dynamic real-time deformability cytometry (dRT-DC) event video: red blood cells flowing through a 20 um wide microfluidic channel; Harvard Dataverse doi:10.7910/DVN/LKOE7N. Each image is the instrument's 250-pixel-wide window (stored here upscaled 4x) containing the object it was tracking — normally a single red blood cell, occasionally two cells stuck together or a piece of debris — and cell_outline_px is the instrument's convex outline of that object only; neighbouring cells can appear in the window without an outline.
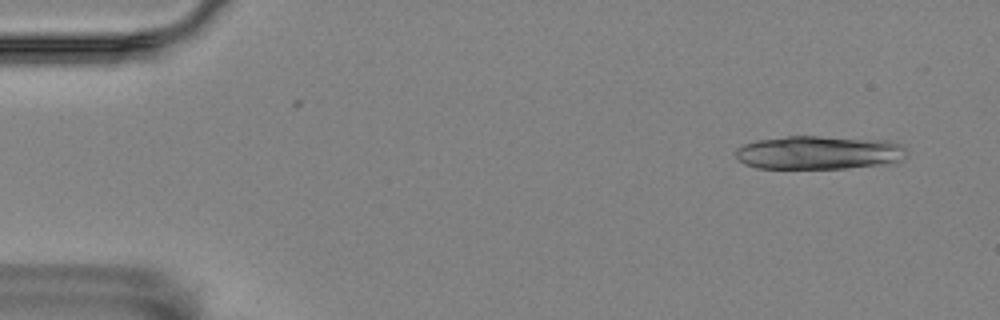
{"species": "Egyptian fruit bat (a non-hibernating species)", "species_latin": "Rousettus aegyptiacus", "temperature_condition": "room temperature", "stored_images_in_passage": 43, "camera_frame_rate_fps": 3000, "um_per_image_px": 0.085, "animal": {"sex": "female"}, "frame": {"image": 1, "passage_image": 1, "time_ms": 0.0, "image_size_px": [1000, 320], "cell_outline_px": [[908, 156], [896, 164], [844, 168], [756, 168], [744, 164], [736, 156], [736, 148], [744, 144], [756, 140], [788, 136], [820, 136], [892, 140], [900, 144], [908, 152]], "centroid_in_image_um": [69.7, 12.97], "position_along_channel_um": 15.3, "area_um2": 34.04}}